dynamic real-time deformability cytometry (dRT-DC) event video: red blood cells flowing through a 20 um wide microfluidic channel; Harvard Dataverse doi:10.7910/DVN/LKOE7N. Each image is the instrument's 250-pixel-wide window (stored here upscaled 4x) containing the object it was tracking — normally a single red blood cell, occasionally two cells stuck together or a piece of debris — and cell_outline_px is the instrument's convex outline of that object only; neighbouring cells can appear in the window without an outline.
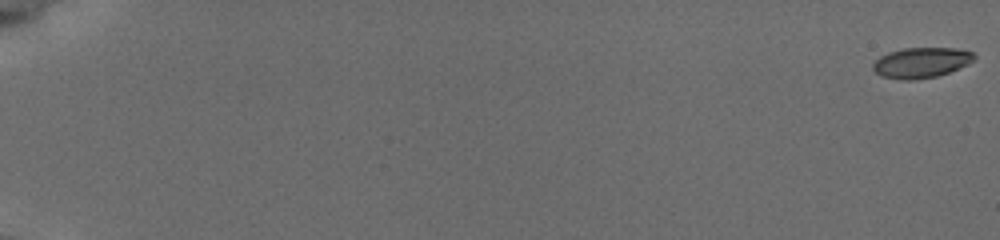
{"species": "common noctule bat (a hibernating species)", "species_latin": "Nyctalus noctula", "temperature_condition": "cold", "stored_images_in_passage": 63, "camera_frame_rate_fps": 3000, "um_per_image_px": 0.085, "animal": {"sex": "female", "body_mass_g": 19.5, "forearm_length_mm": 54.1}, "frame": {"image": 1, "passage_image": 1, "time_ms": 0.0, "image_size_px": [1000, 240], "cell_outline_px": [[976, 56], [968, 64], [948, 72], [936, 76], [908, 80], [900, 80], [884, 76], [876, 72], [872, 68], [872, 64], [880, 56], [888, 52], [904, 48], [956, 48], [972, 52]], "centroid_in_image_um": [78.28, 5.31], "position_along_channel_um": 6.7, "area_um2": 17.69}}
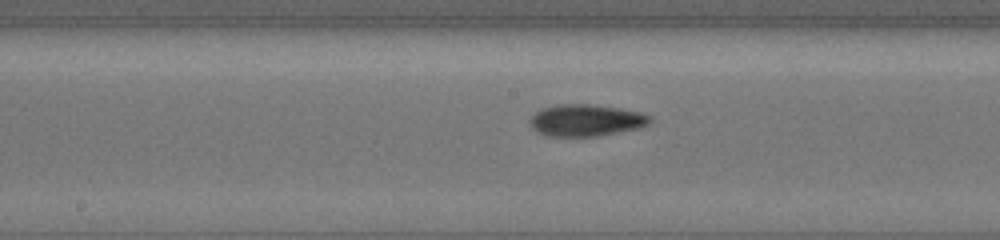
{"frame": {"image": 2, "passage_image": 35, "time_ms": 10.667, "image_size_px": [1000, 240], "cell_outline_px": [[652, 120], [648, 124], [636, 128], [596, 136], [544, 136], [532, 128], [528, 120], [536, 112], [544, 108], [560, 104], [592, 104], [620, 108], [640, 112], [652, 116]], "centroid_in_image_um": [49.79, 10.22], "position_along_channel_um": 198.4, "area_um2": 22.14}}
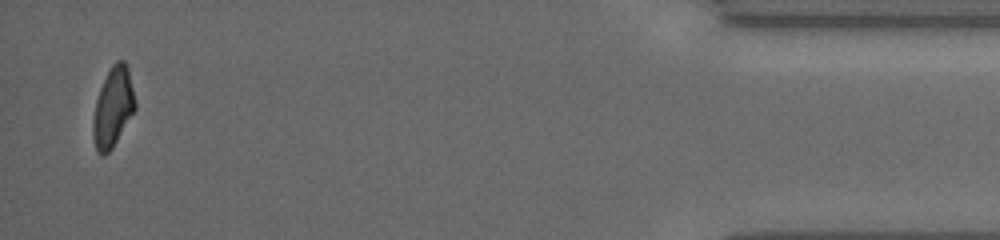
{"frame": {"image": 3, "passage_image": 63, "time_ms": 18.333, "image_size_px": [1000, 240], "cell_outline_px": [[136, 108], [112, 148], [104, 156], [100, 156], [96, 148], [92, 136], [92, 120], [96, 100], [100, 88], [112, 64], [116, 60], [124, 60], [128, 68], [136, 104]], "centroid_in_image_um": [9.59, 9.13], "position_along_channel_um": 425.6, "area_um2": 19.42}, "authors_computed_cell_mechanics": {"area_um2": 20.1144, "velocity_mm_per_s": 3.8306, "shape_relaxation_time_tau1_ms": 3.7008, "shape_relaxation_time_tau2_ms": 4.8592, "deformation_change_tau1": 0.1495, "deformation_change_tau2": 0.108}}